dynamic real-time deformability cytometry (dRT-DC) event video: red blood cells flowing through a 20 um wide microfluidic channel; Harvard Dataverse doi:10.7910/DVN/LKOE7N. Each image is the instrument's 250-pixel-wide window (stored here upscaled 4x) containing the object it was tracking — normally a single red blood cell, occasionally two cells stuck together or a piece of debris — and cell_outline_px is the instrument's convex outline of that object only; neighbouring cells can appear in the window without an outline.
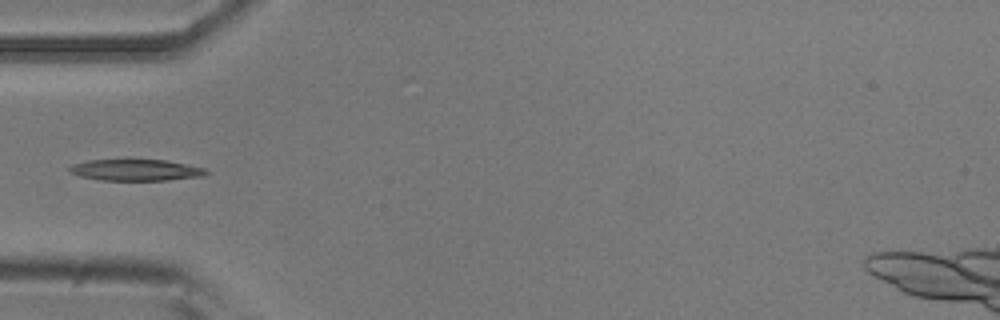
{"species": "common noctule bat (a hibernating species)", "species_latin": "Nyctalus noctula", "temperature_condition": "room temperature", "stored_images_in_passage": 5, "camera_frame_rate_fps": 3000, "um_per_image_px": 0.085, "animal": {"sex": "male", "body_mass_g": 20.5, "forearm_length_mm": 52.5}, "frame": {"image": 1, "passage_image": 4, "time_ms": 4.333, "image_size_px": [1000, 320], "cell_outline_px": [[212, 172], [204, 176], [168, 180], [100, 180], [80, 176], [68, 172], [68, 168], [72, 164], [88, 160], [124, 156], [168, 160], [204, 168]], "centroid_in_image_um": [11.51, 14.39], "position_along_channel_um": 73.5, "area_um2": 18.26}}
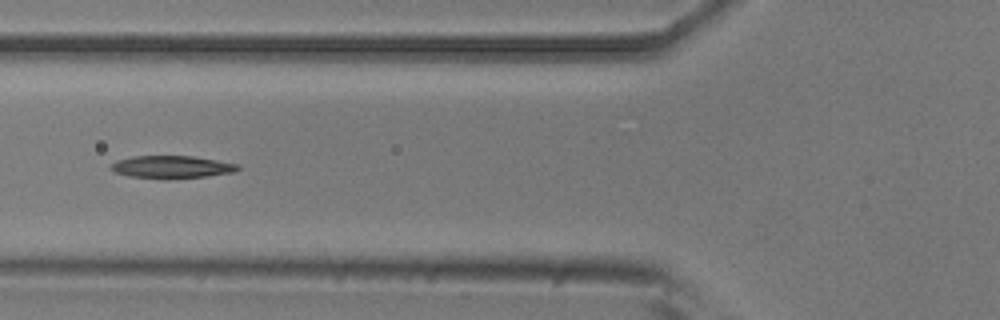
{"frame": {"image": 2, "passage_image": 5, "time_ms": 5.333, "image_size_px": [1000, 320], "cell_outline_px": [[240, 168], [232, 172], [208, 176], [168, 180], [128, 176], [116, 172], [112, 168], [112, 164], [116, 160], [132, 156], [192, 156], [240, 164]], "centroid_in_image_um": [14.61, 14.2], "position_along_channel_um": 111.2, "area_um2": 16.82}}